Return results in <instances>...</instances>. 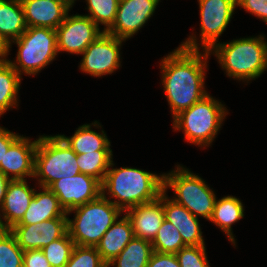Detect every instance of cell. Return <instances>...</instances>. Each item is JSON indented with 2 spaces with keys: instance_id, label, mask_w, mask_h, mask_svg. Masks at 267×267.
<instances>
[{
  "instance_id": "6da1fadb",
  "label": "cell",
  "mask_w": 267,
  "mask_h": 267,
  "mask_svg": "<svg viewBox=\"0 0 267 267\" xmlns=\"http://www.w3.org/2000/svg\"><path fill=\"white\" fill-rule=\"evenodd\" d=\"M208 56V51L201 55L195 37L191 36L162 59V83L173 117L208 94L204 90Z\"/></svg>"
},
{
  "instance_id": "7a4b0ae2",
  "label": "cell",
  "mask_w": 267,
  "mask_h": 267,
  "mask_svg": "<svg viewBox=\"0 0 267 267\" xmlns=\"http://www.w3.org/2000/svg\"><path fill=\"white\" fill-rule=\"evenodd\" d=\"M102 193L107 190L111 201L122 212L137 205L156 200L163 192V174H156L136 168L122 167L108 169L101 183Z\"/></svg>"
},
{
  "instance_id": "3957f363",
  "label": "cell",
  "mask_w": 267,
  "mask_h": 267,
  "mask_svg": "<svg viewBox=\"0 0 267 267\" xmlns=\"http://www.w3.org/2000/svg\"><path fill=\"white\" fill-rule=\"evenodd\" d=\"M264 36L242 38L225 44H215L212 50L229 77L251 80L267 68V42Z\"/></svg>"
},
{
  "instance_id": "277c9868",
  "label": "cell",
  "mask_w": 267,
  "mask_h": 267,
  "mask_svg": "<svg viewBox=\"0 0 267 267\" xmlns=\"http://www.w3.org/2000/svg\"><path fill=\"white\" fill-rule=\"evenodd\" d=\"M76 213L74 221L67 219L68 234L78 246L96 247L109 227L118 219L121 210L105 193L97 199L66 212Z\"/></svg>"
},
{
  "instance_id": "5b68a950",
  "label": "cell",
  "mask_w": 267,
  "mask_h": 267,
  "mask_svg": "<svg viewBox=\"0 0 267 267\" xmlns=\"http://www.w3.org/2000/svg\"><path fill=\"white\" fill-rule=\"evenodd\" d=\"M80 173L77 154L59 136H40L37 142L34 177L41 188H48L56 180Z\"/></svg>"
},
{
  "instance_id": "8992f818",
  "label": "cell",
  "mask_w": 267,
  "mask_h": 267,
  "mask_svg": "<svg viewBox=\"0 0 267 267\" xmlns=\"http://www.w3.org/2000/svg\"><path fill=\"white\" fill-rule=\"evenodd\" d=\"M225 111L221 102L207 94L190 108L176 115L173 126L176 130H184L188 142L207 146L219 131L226 116Z\"/></svg>"
},
{
  "instance_id": "52a82bcc",
  "label": "cell",
  "mask_w": 267,
  "mask_h": 267,
  "mask_svg": "<svg viewBox=\"0 0 267 267\" xmlns=\"http://www.w3.org/2000/svg\"><path fill=\"white\" fill-rule=\"evenodd\" d=\"M174 190L177 197L172 199L184 206L195 217L203 216L210 220L216 196L198 175H194L188 169L177 167V170L163 174V191L167 188Z\"/></svg>"
},
{
  "instance_id": "ba28073f",
  "label": "cell",
  "mask_w": 267,
  "mask_h": 267,
  "mask_svg": "<svg viewBox=\"0 0 267 267\" xmlns=\"http://www.w3.org/2000/svg\"><path fill=\"white\" fill-rule=\"evenodd\" d=\"M18 45L17 64L7 60L21 75H35L54 60L58 53L55 29L27 27L26 31L13 43ZM22 69V71H21Z\"/></svg>"
},
{
  "instance_id": "9c48e42d",
  "label": "cell",
  "mask_w": 267,
  "mask_h": 267,
  "mask_svg": "<svg viewBox=\"0 0 267 267\" xmlns=\"http://www.w3.org/2000/svg\"><path fill=\"white\" fill-rule=\"evenodd\" d=\"M125 41L103 32L82 53L81 71L91 76L111 74L120 66V46Z\"/></svg>"
},
{
  "instance_id": "30bf717a",
  "label": "cell",
  "mask_w": 267,
  "mask_h": 267,
  "mask_svg": "<svg viewBox=\"0 0 267 267\" xmlns=\"http://www.w3.org/2000/svg\"><path fill=\"white\" fill-rule=\"evenodd\" d=\"M48 188L57 196L65 212L93 201L102 194L101 182L83 173L56 180Z\"/></svg>"
},
{
  "instance_id": "8fae6325",
  "label": "cell",
  "mask_w": 267,
  "mask_h": 267,
  "mask_svg": "<svg viewBox=\"0 0 267 267\" xmlns=\"http://www.w3.org/2000/svg\"><path fill=\"white\" fill-rule=\"evenodd\" d=\"M104 31L86 15L66 16L56 29L59 51L82 54Z\"/></svg>"
},
{
  "instance_id": "7c38bea8",
  "label": "cell",
  "mask_w": 267,
  "mask_h": 267,
  "mask_svg": "<svg viewBox=\"0 0 267 267\" xmlns=\"http://www.w3.org/2000/svg\"><path fill=\"white\" fill-rule=\"evenodd\" d=\"M201 17V42L209 51L226 29L236 7V0H198Z\"/></svg>"
},
{
  "instance_id": "4fadbf2b",
  "label": "cell",
  "mask_w": 267,
  "mask_h": 267,
  "mask_svg": "<svg viewBox=\"0 0 267 267\" xmlns=\"http://www.w3.org/2000/svg\"><path fill=\"white\" fill-rule=\"evenodd\" d=\"M160 0H121L115 22L107 31L119 39L133 36L153 15Z\"/></svg>"
},
{
  "instance_id": "5bb4252c",
  "label": "cell",
  "mask_w": 267,
  "mask_h": 267,
  "mask_svg": "<svg viewBox=\"0 0 267 267\" xmlns=\"http://www.w3.org/2000/svg\"><path fill=\"white\" fill-rule=\"evenodd\" d=\"M68 217H58L37 224L13 225L9 230L23 251L42 249L67 232Z\"/></svg>"
},
{
  "instance_id": "9a60e30c",
  "label": "cell",
  "mask_w": 267,
  "mask_h": 267,
  "mask_svg": "<svg viewBox=\"0 0 267 267\" xmlns=\"http://www.w3.org/2000/svg\"><path fill=\"white\" fill-rule=\"evenodd\" d=\"M37 140L31 142L20 136L8 149L0 164V171L10 180H24L26 176L34 177ZM10 172L13 174L9 175Z\"/></svg>"
},
{
  "instance_id": "2e32d148",
  "label": "cell",
  "mask_w": 267,
  "mask_h": 267,
  "mask_svg": "<svg viewBox=\"0 0 267 267\" xmlns=\"http://www.w3.org/2000/svg\"><path fill=\"white\" fill-rule=\"evenodd\" d=\"M126 212L134 237L152 242L165 220L163 192L156 200L137 205Z\"/></svg>"
},
{
  "instance_id": "e0dca14e",
  "label": "cell",
  "mask_w": 267,
  "mask_h": 267,
  "mask_svg": "<svg viewBox=\"0 0 267 267\" xmlns=\"http://www.w3.org/2000/svg\"><path fill=\"white\" fill-rule=\"evenodd\" d=\"M27 27L57 29L66 18L69 7L58 0H20Z\"/></svg>"
},
{
  "instance_id": "ac0fdd59",
  "label": "cell",
  "mask_w": 267,
  "mask_h": 267,
  "mask_svg": "<svg viewBox=\"0 0 267 267\" xmlns=\"http://www.w3.org/2000/svg\"><path fill=\"white\" fill-rule=\"evenodd\" d=\"M34 194L35 189L28 186L26 179L10 180L4 201L0 206L6 223H3L0 217V229H10L22 219Z\"/></svg>"
},
{
  "instance_id": "d6986e66",
  "label": "cell",
  "mask_w": 267,
  "mask_h": 267,
  "mask_svg": "<svg viewBox=\"0 0 267 267\" xmlns=\"http://www.w3.org/2000/svg\"><path fill=\"white\" fill-rule=\"evenodd\" d=\"M165 219L171 222L182 236L183 242L190 246L205 245L198 217L191 214L184 206L166 197L163 191Z\"/></svg>"
},
{
  "instance_id": "ffe728a7",
  "label": "cell",
  "mask_w": 267,
  "mask_h": 267,
  "mask_svg": "<svg viewBox=\"0 0 267 267\" xmlns=\"http://www.w3.org/2000/svg\"><path fill=\"white\" fill-rule=\"evenodd\" d=\"M43 190L39 193L35 191L27 211L15 225L37 224L53 218L67 217L57 196L49 188H43Z\"/></svg>"
},
{
  "instance_id": "44dd1931",
  "label": "cell",
  "mask_w": 267,
  "mask_h": 267,
  "mask_svg": "<svg viewBox=\"0 0 267 267\" xmlns=\"http://www.w3.org/2000/svg\"><path fill=\"white\" fill-rule=\"evenodd\" d=\"M133 237L131 222L125 215L109 227L96 245V249L103 261L108 264L122 252Z\"/></svg>"
},
{
  "instance_id": "7402d4cb",
  "label": "cell",
  "mask_w": 267,
  "mask_h": 267,
  "mask_svg": "<svg viewBox=\"0 0 267 267\" xmlns=\"http://www.w3.org/2000/svg\"><path fill=\"white\" fill-rule=\"evenodd\" d=\"M26 29L21 1L0 0V39L7 46V54L12 40L18 39Z\"/></svg>"
},
{
  "instance_id": "603a6c76",
  "label": "cell",
  "mask_w": 267,
  "mask_h": 267,
  "mask_svg": "<svg viewBox=\"0 0 267 267\" xmlns=\"http://www.w3.org/2000/svg\"><path fill=\"white\" fill-rule=\"evenodd\" d=\"M65 143L77 154L88 153H112L110 142L102 131V134L91 130L89 124L80 126L72 137L59 135Z\"/></svg>"
},
{
  "instance_id": "cb8c5ba5",
  "label": "cell",
  "mask_w": 267,
  "mask_h": 267,
  "mask_svg": "<svg viewBox=\"0 0 267 267\" xmlns=\"http://www.w3.org/2000/svg\"><path fill=\"white\" fill-rule=\"evenodd\" d=\"M244 208L242 202L233 196H227L215 201L214 209L210 221L223 230L233 244L234 236L231 225L243 218Z\"/></svg>"
},
{
  "instance_id": "d4e9b609",
  "label": "cell",
  "mask_w": 267,
  "mask_h": 267,
  "mask_svg": "<svg viewBox=\"0 0 267 267\" xmlns=\"http://www.w3.org/2000/svg\"><path fill=\"white\" fill-rule=\"evenodd\" d=\"M152 243L141 238L133 239L125 246L122 252L107 264V267H147L151 254Z\"/></svg>"
},
{
  "instance_id": "484cf974",
  "label": "cell",
  "mask_w": 267,
  "mask_h": 267,
  "mask_svg": "<svg viewBox=\"0 0 267 267\" xmlns=\"http://www.w3.org/2000/svg\"><path fill=\"white\" fill-rule=\"evenodd\" d=\"M21 77L7 59L0 60V116L6 110L15 107Z\"/></svg>"
},
{
  "instance_id": "4316f807",
  "label": "cell",
  "mask_w": 267,
  "mask_h": 267,
  "mask_svg": "<svg viewBox=\"0 0 267 267\" xmlns=\"http://www.w3.org/2000/svg\"><path fill=\"white\" fill-rule=\"evenodd\" d=\"M151 243L153 251L168 254H176L182 247L187 246L177 228L166 219Z\"/></svg>"
},
{
  "instance_id": "83f0119b",
  "label": "cell",
  "mask_w": 267,
  "mask_h": 267,
  "mask_svg": "<svg viewBox=\"0 0 267 267\" xmlns=\"http://www.w3.org/2000/svg\"><path fill=\"white\" fill-rule=\"evenodd\" d=\"M77 164L80 173L93 176L101 183L104 181L106 172L112 167V153H86L77 155Z\"/></svg>"
},
{
  "instance_id": "f1b7e54d",
  "label": "cell",
  "mask_w": 267,
  "mask_h": 267,
  "mask_svg": "<svg viewBox=\"0 0 267 267\" xmlns=\"http://www.w3.org/2000/svg\"><path fill=\"white\" fill-rule=\"evenodd\" d=\"M24 251L9 229H0V267H23Z\"/></svg>"
},
{
  "instance_id": "f546056e",
  "label": "cell",
  "mask_w": 267,
  "mask_h": 267,
  "mask_svg": "<svg viewBox=\"0 0 267 267\" xmlns=\"http://www.w3.org/2000/svg\"><path fill=\"white\" fill-rule=\"evenodd\" d=\"M74 246L75 243L67 232L63 237L52 241L41 250L51 267H65L70 259Z\"/></svg>"
},
{
  "instance_id": "4dcf8cb0",
  "label": "cell",
  "mask_w": 267,
  "mask_h": 267,
  "mask_svg": "<svg viewBox=\"0 0 267 267\" xmlns=\"http://www.w3.org/2000/svg\"><path fill=\"white\" fill-rule=\"evenodd\" d=\"M91 18L99 27V23L104 24V32H107L116 19L119 0H86Z\"/></svg>"
},
{
  "instance_id": "1f68e13d",
  "label": "cell",
  "mask_w": 267,
  "mask_h": 267,
  "mask_svg": "<svg viewBox=\"0 0 267 267\" xmlns=\"http://www.w3.org/2000/svg\"><path fill=\"white\" fill-rule=\"evenodd\" d=\"M65 267H107L96 247L75 245Z\"/></svg>"
},
{
  "instance_id": "d6a6232c",
  "label": "cell",
  "mask_w": 267,
  "mask_h": 267,
  "mask_svg": "<svg viewBox=\"0 0 267 267\" xmlns=\"http://www.w3.org/2000/svg\"><path fill=\"white\" fill-rule=\"evenodd\" d=\"M205 246L182 247L175 255L181 267H209Z\"/></svg>"
},
{
  "instance_id": "836d02e7",
  "label": "cell",
  "mask_w": 267,
  "mask_h": 267,
  "mask_svg": "<svg viewBox=\"0 0 267 267\" xmlns=\"http://www.w3.org/2000/svg\"><path fill=\"white\" fill-rule=\"evenodd\" d=\"M237 6H242L247 12L260 17L267 24V0H236Z\"/></svg>"
},
{
  "instance_id": "e575fe53",
  "label": "cell",
  "mask_w": 267,
  "mask_h": 267,
  "mask_svg": "<svg viewBox=\"0 0 267 267\" xmlns=\"http://www.w3.org/2000/svg\"><path fill=\"white\" fill-rule=\"evenodd\" d=\"M23 267H51V265L41 249H34L24 251Z\"/></svg>"
},
{
  "instance_id": "d590c367",
  "label": "cell",
  "mask_w": 267,
  "mask_h": 267,
  "mask_svg": "<svg viewBox=\"0 0 267 267\" xmlns=\"http://www.w3.org/2000/svg\"><path fill=\"white\" fill-rule=\"evenodd\" d=\"M147 267H181L175 254L153 251Z\"/></svg>"
},
{
  "instance_id": "8d00e7d4",
  "label": "cell",
  "mask_w": 267,
  "mask_h": 267,
  "mask_svg": "<svg viewBox=\"0 0 267 267\" xmlns=\"http://www.w3.org/2000/svg\"><path fill=\"white\" fill-rule=\"evenodd\" d=\"M20 137L16 133H11L10 131L0 127V164L3 161L5 154L7 153L9 147Z\"/></svg>"
},
{
  "instance_id": "74e56055",
  "label": "cell",
  "mask_w": 267,
  "mask_h": 267,
  "mask_svg": "<svg viewBox=\"0 0 267 267\" xmlns=\"http://www.w3.org/2000/svg\"><path fill=\"white\" fill-rule=\"evenodd\" d=\"M9 182H10V179L6 177L4 173L0 171V206L2 205L4 201V197L6 195V190H7Z\"/></svg>"
},
{
  "instance_id": "f35d334b",
  "label": "cell",
  "mask_w": 267,
  "mask_h": 267,
  "mask_svg": "<svg viewBox=\"0 0 267 267\" xmlns=\"http://www.w3.org/2000/svg\"><path fill=\"white\" fill-rule=\"evenodd\" d=\"M7 56V46L0 39V60Z\"/></svg>"
},
{
  "instance_id": "ab89813d",
  "label": "cell",
  "mask_w": 267,
  "mask_h": 267,
  "mask_svg": "<svg viewBox=\"0 0 267 267\" xmlns=\"http://www.w3.org/2000/svg\"><path fill=\"white\" fill-rule=\"evenodd\" d=\"M64 4H66L69 8L72 7L75 0H58Z\"/></svg>"
}]
</instances>
